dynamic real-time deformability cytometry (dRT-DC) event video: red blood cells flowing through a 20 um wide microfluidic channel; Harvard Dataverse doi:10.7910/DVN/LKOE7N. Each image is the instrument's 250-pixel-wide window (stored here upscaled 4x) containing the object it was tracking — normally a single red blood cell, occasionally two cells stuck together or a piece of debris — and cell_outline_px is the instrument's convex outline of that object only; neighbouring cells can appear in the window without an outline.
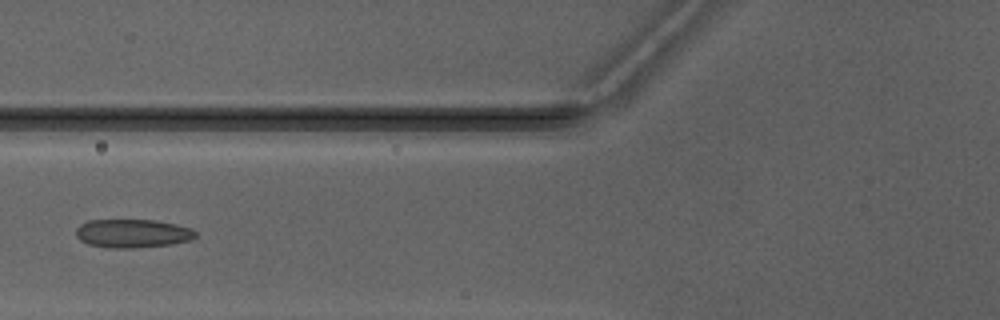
{"species": "Egyptian fruit bat (a non-hibernating species)", "species_latin": "Rousettus aegyptiacus", "temperature_condition": "warm", "stored_images_in_passage": 6, "camera_frame_rate_fps": 3000, "um_per_image_px": 0.085, "animal": {"sex": "male"}, "frame": {"image": 1, "passage_image": 6, "time_ms": 7.0, "image_size_px": [1000, 320], "cell_outline_px": [[196, 236], [192, 240], [172, 244], [136, 248], [112, 248], [88, 244], [80, 240], [76, 236], [76, 228], [80, 224], [88, 220], [156, 220], [176, 224], [192, 228], [196, 232]], "centroid_in_image_um": [11.28, 19.84], "position_along_channel_um": 114.5, "area_um2": 20.06}}